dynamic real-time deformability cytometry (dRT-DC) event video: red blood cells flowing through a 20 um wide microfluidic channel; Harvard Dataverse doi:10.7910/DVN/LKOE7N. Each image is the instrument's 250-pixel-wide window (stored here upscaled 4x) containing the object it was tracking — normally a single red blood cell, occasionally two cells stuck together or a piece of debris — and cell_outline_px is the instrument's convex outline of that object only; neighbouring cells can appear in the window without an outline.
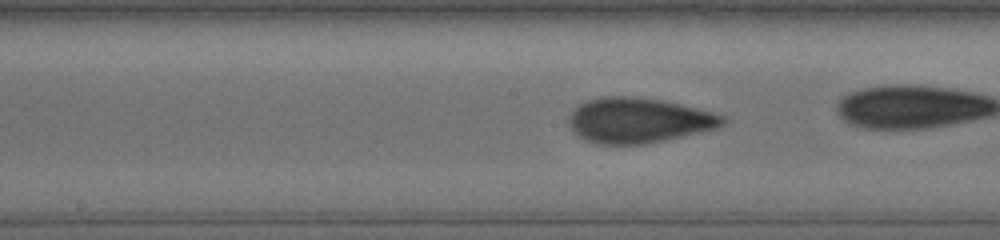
{"species": "human", "species_latin": "Homo sapiens", "temperature_condition": "cold", "stored_images_in_passage": 28, "camera_frame_rate_fps": 3000, "um_per_image_px": 0.085, "donor": {"sex": "male"}, "frame": {"image": 1, "passage_image": 13, "time_ms": 4.0, "image_size_px": [1000, 240], "cell_outline_px": [[728, 120], [724, 124], [716, 128], [664, 140], [644, 144], [596, 144], [584, 140], [576, 136], [572, 132], [568, 124], [568, 116], [580, 104], [588, 100], [600, 96], [624, 96], [660, 100], [696, 108], [724, 116]], "centroid_in_image_um": [54.21, 10.24], "position_along_channel_um": 194.0, "area_um2": 40.29}}